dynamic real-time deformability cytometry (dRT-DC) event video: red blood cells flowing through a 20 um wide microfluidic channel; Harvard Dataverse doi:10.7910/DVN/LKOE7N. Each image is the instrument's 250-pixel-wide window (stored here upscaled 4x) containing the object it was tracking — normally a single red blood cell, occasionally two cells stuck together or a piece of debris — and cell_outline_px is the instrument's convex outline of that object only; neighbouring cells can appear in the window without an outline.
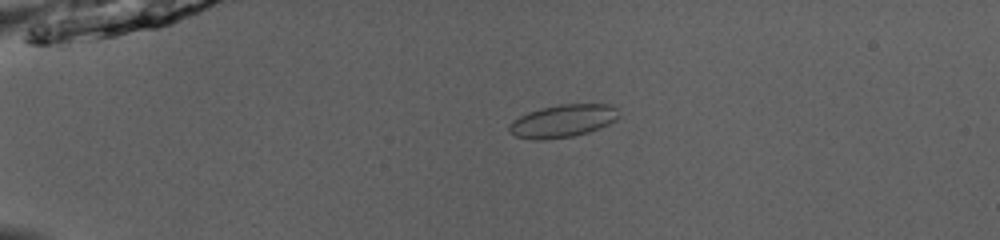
{"species": "common noctule bat (a hibernating species)", "species_latin": "Nyctalus noctula", "temperature_condition": "room temperature", "stored_images_in_passage": 33, "camera_frame_rate_fps": 3000, "um_per_image_px": 0.085, "animal": {"sex": "male", "body_mass_g": 13.0, "forearm_length_mm": 53.1}, "frame": {"image": 1, "passage_image": 9, "time_ms": 2.667, "image_size_px": [1000, 240], "cell_outline_px": [[620, 116], [616, 120], [608, 124], [588, 132], [572, 136], [544, 140], [532, 140], [516, 136], [508, 132], [508, 128], [520, 116], [528, 112], [560, 104], [608, 104], [616, 108]], "centroid_in_image_um": [47.85, 10.29], "position_along_channel_um": 37.1, "area_um2": 20.63}}
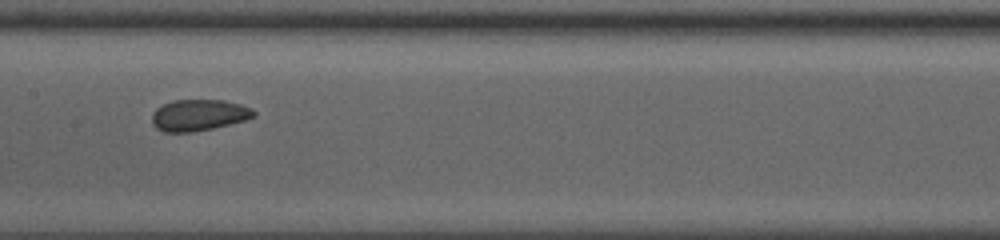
{"frame": {"image": 2, "passage_image": 24, "time_ms": 7.667, "image_size_px": [1000, 240], "cell_outline_px": [[256, 116], [244, 120], [212, 128], [192, 132], [164, 132], [156, 128], [152, 124], [152, 112], [156, 108], [172, 100], [224, 100], [240, 104], [252, 108], [256, 112]], "centroid_in_image_um": [16.88, 9.78], "position_along_channel_um": 190.5, "area_um2": 18.61}}
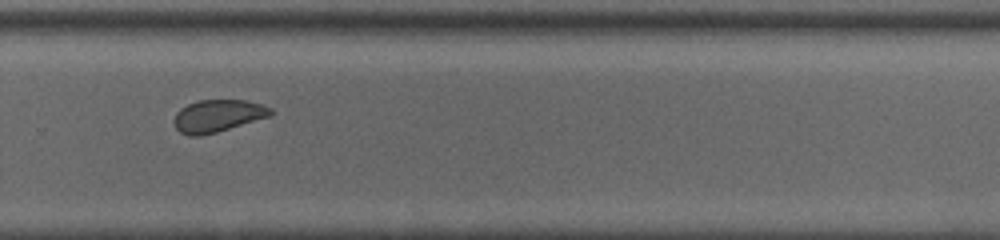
{"frame": {"image": 3, "passage_image": 33, "time_ms": 10.667, "image_size_px": [1000, 240], "cell_outline_px": [[272, 116], [216, 132], [200, 136], [188, 136], [180, 132], [176, 128], [176, 112], [180, 108], [188, 104], [200, 100], [244, 100], [260, 104], [272, 108]], "centroid_in_image_um": [18.53, 9.85], "position_along_channel_um": 311.3, "area_um2": 18.03}}